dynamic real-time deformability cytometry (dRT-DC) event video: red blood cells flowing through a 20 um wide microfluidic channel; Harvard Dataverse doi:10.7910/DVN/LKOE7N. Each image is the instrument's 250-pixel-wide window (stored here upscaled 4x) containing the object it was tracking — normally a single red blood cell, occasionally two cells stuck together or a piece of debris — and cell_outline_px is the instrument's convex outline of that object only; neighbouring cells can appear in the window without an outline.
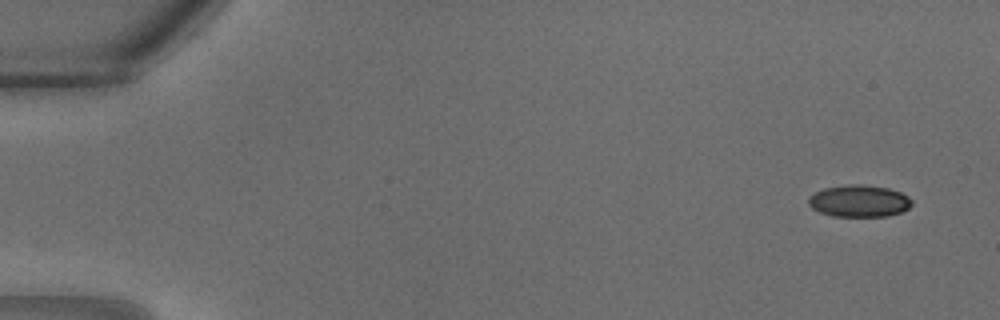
{"species": "common noctule bat (a hibernating species)", "species_latin": "Nyctalus noctula", "temperature_condition": "warm", "stored_images_in_passage": 31, "camera_frame_rate_fps": 3000, "um_per_image_px": 0.085, "animal": {"sex": "male", "body_mass_g": 18.8}, "frame": {"image": 1, "passage_image": 1, "time_ms": 0.0, "image_size_px": [1000, 320], "cell_outline_px": [[912, 204], [908, 208], [900, 212], [888, 216], [832, 216], [820, 212], [812, 208], [808, 204], [808, 196], [824, 188], [848, 184], [860, 184], [888, 188], [900, 192], [908, 196], [912, 200]], "centroid_in_image_um": [73.01, 17.08], "position_along_channel_um": 12.0, "area_um2": 19.25}}
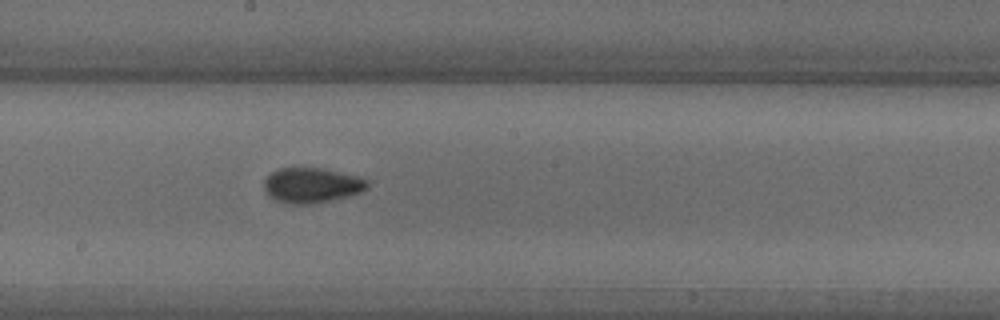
{"frame": {"image": 2, "passage_image": 17, "time_ms": 5.333, "image_size_px": [1000, 320], "cell_outline_px": [[368, 188], [360, 192], [328, 200], [308, 204], [288, 204], [276, 200], [268, 196], [264, 188], [264, 180], [272, 172], [280, 168], [320, 168], [368, 180]], "centroid_in_image_um": [26.42, 15.75], "position_along_channel_um": 221.8, "area_um2": 20.58}}
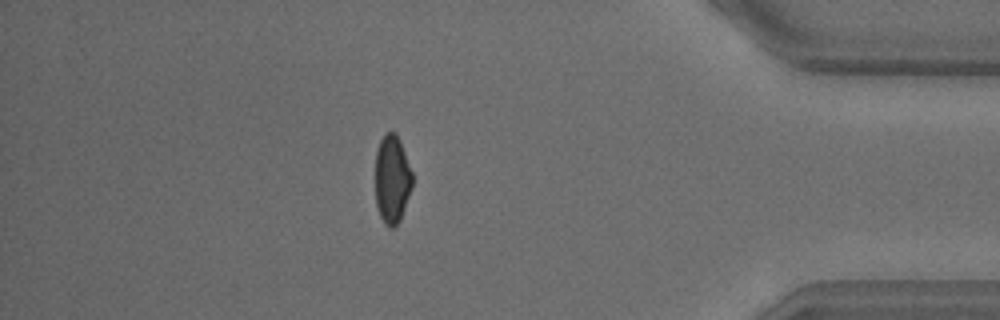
{"frame": {"image": 3, "passage_image": 27, "time_ms": 8.667, "image_size_px": [1000, 320], "cell_outline_px": [[412, 188], [400, 220], [392, 228], [384, 224], [380, 216], [376, 204], [376, 152], [380, 140], [384, 132], [396, 132], [400, 140], [412, 172]], "centroid_in_image_um": [33.33, 15.21], "position_along_channel_um": 401.9, "area_um2": 19.07}}